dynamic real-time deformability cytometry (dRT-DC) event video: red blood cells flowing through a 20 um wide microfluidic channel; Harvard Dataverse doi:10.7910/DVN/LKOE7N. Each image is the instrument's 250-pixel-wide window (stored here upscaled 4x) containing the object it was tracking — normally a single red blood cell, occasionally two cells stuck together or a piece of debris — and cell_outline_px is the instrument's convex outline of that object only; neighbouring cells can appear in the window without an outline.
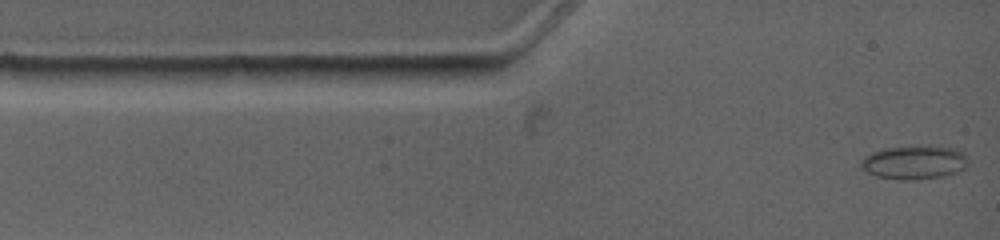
{"species": "common noctule bat (a hibernating species)", "species_latin": "Nyctalus noctula", "temperature_condition": "warm", "stored_images_in_passage": 6, "camera_frame_rate_fps": 4500, "um_per_image_px": 0.085, "animal": {"sex": "female", "body_mass_g": 19.0, "forearm_length_mm": 53.3}, "frame": {"image": 1, "passage_image": 1, "time_ms": 0.0, "image_size_px": [1000, 240], "cell_outline_px": [[964, 168], [948, 176], [912, 180], [900, 180], [876, 176], [868, 172], [860, 164], [860, 160], [864, 156], [872, 152], [884, 148], [920, 144], [956, 148], [964, 152]], "centroid_in_image_um": [77.69, 13.78], "position_along_channel_um": 7.3, "area_um2": 21.33}}
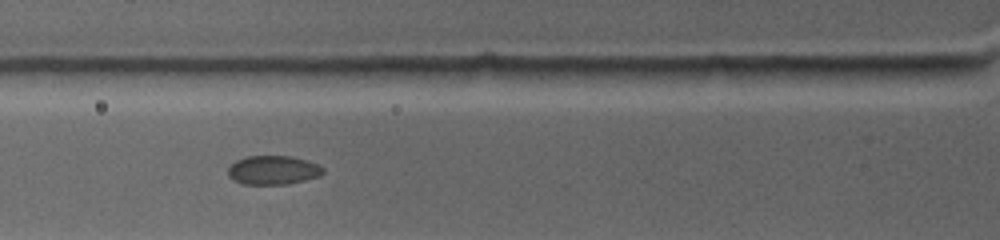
{"frame": {"image": 2, "passage_image": 5, "time_ms": 3.556, "image_size_px": [1000, 240], "cell_outline_px": [[324, 172], [320, 176], [288, 184], [244, 184], [232, 180], [228, 176], [228, 168], [236, 160], [244, 156], [292, 156], [308, 160], [324, 168]], "centroid_in_image_um": [23.2, 14.45], "position_along_channel_um": 102.6, "area_um2": 16.13}}
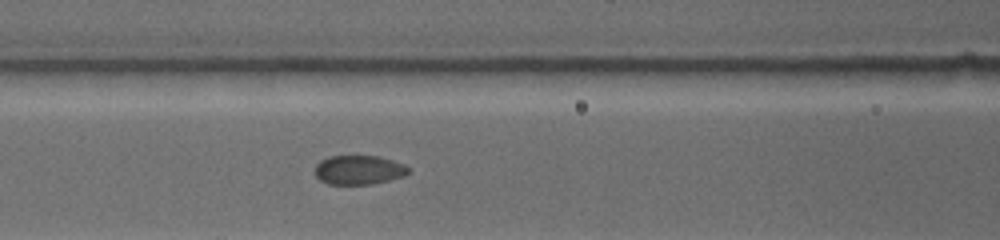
{"frame": {"image": 3, "passage_image": 6, "time_ms": 4.444, "image_size_px": [1000, 240], "cell_outline_px": [[408, 172], [404, 176], [372, 184], [328, 184], [320, 180], [312, 172], [316, 164], [320, 160], [328, 156], [380, 156], [404, 164], [408, 168]], "centroid_in_image_um": [30.44, 14.44], "position_along_channel_um": 136.2, "area_um2": 16.01}}